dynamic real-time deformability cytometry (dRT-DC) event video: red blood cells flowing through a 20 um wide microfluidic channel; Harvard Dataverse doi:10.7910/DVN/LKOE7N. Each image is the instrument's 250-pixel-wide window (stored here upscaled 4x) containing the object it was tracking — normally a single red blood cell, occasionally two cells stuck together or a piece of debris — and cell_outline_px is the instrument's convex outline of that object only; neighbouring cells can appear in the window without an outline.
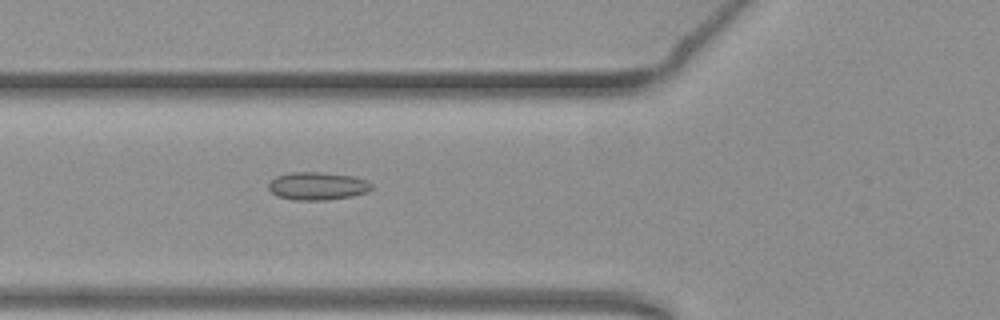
{"species": "common noctule bat (a hibernating species)", "species_latin": "Nyctalus noctula", "temperature_condition": "warm", "stored_images_in_passage": 40, "camera_frame_rate_fps": 3000, "um_per_image_px": 0.085, "animal": {"sex": "female", "body_mass_g": 19.3, "forearm_length_mm": 54.1}, "frame": {"image": 1, "passage_image": 5, "time_ms": 1.333, "image_size_px": [1000, 320], "cell_outline_px": [[376, 188], [368, 192], [352, 196], [324, 200], [292, 200], [276, 196], [268, 188], [268, 184], [276, 176], [288, 172], [320, 172], [352, 176], [368, 180]], "centroid_in_image_um": [27.01, 15.81], "position_along_channel_um": 98.8, "area_um2": 16.99}}
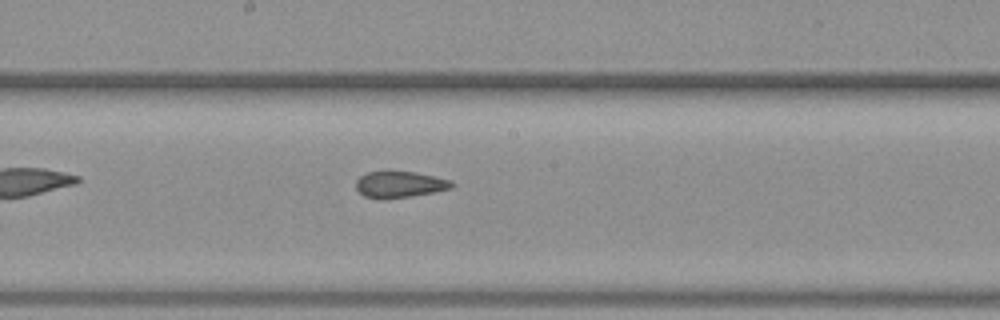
{"frame": {"image": 2, "passage_image": 14, "time_ms": 4.333, "image_size_px": [1000, 320], "cell_outline_px": [[456, 184], [452, 188], [432, 192], [384, 200], [364, 196], [356, 188], [356, 180], [360, 176], [368, 172], [416, 172], [452, 180]], "centroid_in_image_um": [33.98, 15.68], "position_along_channel_um": 214.2, "area_um2": 14.62}}
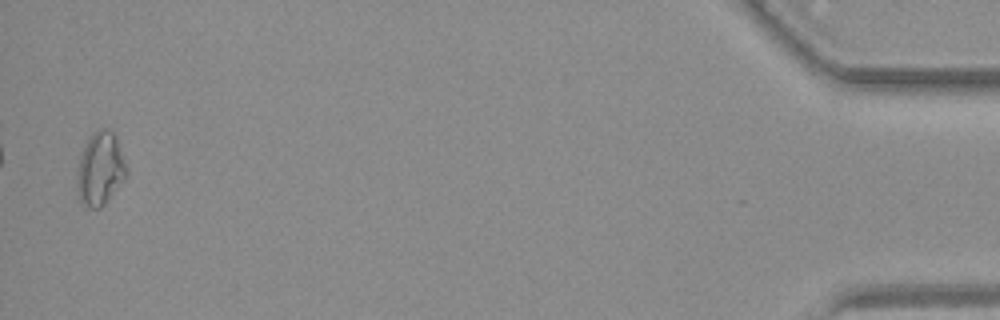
{"frame": {"image": 3, "passage_image": 38, "time_ms": 12.333, "image_size_px": [1000, 320], "cell_outline_px": [[128, 172], [124, 180], [104, 204], [100, 208], [88, 208], [80, 200], [76, 184], [76, 176], [80, 156], [92, 132], [100, 128], [112, 128], [116, 136], [128, 168]], "centroid_in_image_um": [8.53, 14.32], "position_along_channel_um": 426.7, "area_um2": 21.27}}